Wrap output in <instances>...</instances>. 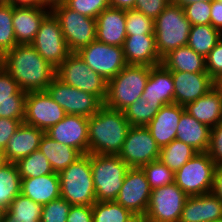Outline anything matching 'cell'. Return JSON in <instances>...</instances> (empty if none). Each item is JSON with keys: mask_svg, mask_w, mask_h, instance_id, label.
Wrapping results in <instances>:
<instances>
[{"mask_svg": "<svg viewBox=\"0 0 222 222\" xmlns=\"http://www.w3.org/2000/svg\"><path fill=\"white\" fill-rule=\"evenodd\" d=\"M171 0H136L135 9L155 20Z\"/></svg>", "mask_w": 222, "mask_h": 222, "instance_id": "47", "label": "cell"}, {"mask_svg": "<svg viewBox=\"0 0 222 222\" xmlns=\"http://www.w3.org/2000/svg\"><path fill=\"white\" fill-rule=\"evenodd\" d=\"M206 60V72L215 81L222 78V39L209 52Z\"/></svg>", "mask_w": 222, "mask_h": 222, "instance_id": "45", "label": "cell"}, {"mask_svg": "<svg viewBox=\"0 0 222 222\" xmlns=\"http://www.w3.org/2000/svg\"><path fill=\"white\" fill-rule=\"evenodd\" d=\"M210 130V127L200 123L185 111L177 125L176 139L190 145L198 152H206L209 146Z\"/></svg>", "mask_w": 222, "mask_h": 222, "instance_id": "29", "label": "cell"}, {"mask_svg": "<svg viewBox=\"0 0 222 222\" xmlns=\"http://www.w3.org/2000/svg\"><path fill=\"white\" fill-rule=\"evenodd\" d=\"M184 108L200 123L212 128L222 122V92L215 86L196 101L187 103Z\"/></svg>", "mask_w": 222, "mask_h": 222, "instance_id": "26", "label": "cell"}, {"mask_svg": "<svg viewBox=\"0 0 222 222\" xmlns=\"http://www.w3.org/2000/svg\"><path fill=\"white\" fill-rule=\"evenodd\" d=\"M10 4V0H0V5H8Z\"/></svg>", "mask_w": 222, "mask_h": 222, "instance_id": "60", "label": "cell"}, {"mask_svg": "<svg viewBox=\"0 0 222 222\" xmlns=\"http://www.w3.org/2000/svg\"><path fill=\"white\" fill-rule=\"evenodd\" d=\"M44 134L45 131L23 122L11 136L3 150L6 160L16 163L18 160L38 150Z\"/></svg>", "mask_w": 222, "mask_h": 222, "instance_id": "25", "label": "cell"}, {"mask_svg": "<svg viewBox=\"0 0 222 222\" xmlns=\"http://www.w3.org/2000/svg\"><path fill=\"white\" fill-rule=\"evenodd\" d=\"M211 26L222 32V0L211 2Z\"/></svg>", "mask_w": 222, "mask_h": 222, "instance_id": "50", "label": "cell"}, {"mask_svg": "<svg viewBox=\"0 0 222 222\" xmlns=\"http://www.w3.org/2000/svg\"><path fill=\"white\" fill-rule=\"evenodd\" d=\"M21 193V177L15 163L8 162L0 169V205L6 210Z\"/></svg>", "mask_w": 222, "mask_h": 222, "instance_id": "34", "label": "cell"}, {"mask_svg": "<svg viewBox=\"0 0 222 222\" xmlns=\"http://www.w3.org/2000/svg\"><path fill=\"white\" fill-rule=\"evenodd\" d=\"M222 39V32L211 25H191L187 46L206 58Z\"/></svg>", "mask_w": 222, "mask_h": 222, "instance_id": "32", "label": "cell"}, {"mask_svg": "<svg viewBox=\"0 0 222 222\" xmlns=\"http://www.w3.org/2000/svg\"><path fill=\"white\" fill-rule=\"evenodd\" d=\"M71 204L62 197L42 206L40 222H66Z\"/></svg>", "mask_w": 222, "mask_h": 222, "instance_id": "42", "label": "cell"}, {"mask_svg": "<svg viewBox=\"0 0 222 222\" xmlns=\"http://www.w3.org/2000/svg\"><path fill=\"white\" fill-rule=\"evenodd\" d=\"M60 195L71 205H93L96 194L91 169V154H83L58 173Z\"/></svg>", "mask_w": 222, "mask_h": 222, "instance_id": "4", "label": "cell"}, {"mask_svg": "<svg viewBox=\"0 0 222 222\" xmlns=\"http://www.w3.org/2000/svg\"><path fill=\"white\" fill-rule=\"evenodd\" d=\"M182 8L191 25H211V2L189 3Z\"/></svg>", "mask_w": 222, "mask_h": 222, "instance_id": "44", "label": "cell"}, {"mask_svg": "<svg viewBox=\"0 0 222 222\" xmlns=\"http://www.w3.org/2000/svg\"><path fill=\"white\" fill-rule=\"evenodd\" d=\"M40 2L49 8H52L55 5L62 4L64 0H40Z\"/></svg>", "mask_w": 222, "mask_h": 222, "instance_id": "56", "label": "cell"}, {"mask_svg": "<svg viewBox=\"0 0 222 222\" xmlns=\"http://www.w3.org/2000/svg\"><path fill=\"white\" fill-rule=\"evenodd\" d=\"M206 152L217 166L222 165V122L211 128Z\"/></svg>", "mask_w": 222, "mask_h": 222, "instance_id": "46", "label": "cell"}, {"mask_svg": "<svg viewBox=\"0 0 222 222\" xmlns=\"http://www.w3.org/2000/svg\"><path fill=\"white\" fill-rule=\"evenodd\" d=\"M213 0H171V3L179 5L181 7L189 4V3H196V2H212Z\"/></svg>", "mask_w": 222, "mask_h": 222, "instance_id": "54", "label": "cell"}, {"mask_svg": "<svg viewBox=\"0 0 222 222\" xmlns=\"http://www.w3.org/2000/svg\"><path fill=\"white\" fill-rule=\"evenodd\" d=\"M21 179L54 173L46 156L38 149L16 163Z\"/></svg>", "mask_w": 222, "mask_h": 222, "instance_id": "37", "label": "cell"}, {"mask_svg": "<svg viewBox=\"0 0 222 222\" xmlns=\"http://www.w3.org/2000/svg\"><path fill=\"white\" fill-rule=\"evenodd\" d=\"M46 91L65 110L66 114L89 118L104 105L97 96L67 85L57 77L52 80Z\"/></svg>", "mask_w": 222, "mask_h": 222, "instance_id": "14", "label": "cell"}, {"mask_svg": "<svg viewBox=\"0 0 222 222\" xmlns=\"http://www.w3.org/2000/svg\"><path fill=\"white\" fill-rule=\"evenodd\" d=\"M38 149L46 156L56 173L61 172L82 156L77 149L59 143L46 134L43 135Z\"/></svg>", "mask_w": 222, "mask_h": 222, "instance_id": "31", "label": "cell"}, {"mask_svg": "<svg viewBox=\"0 0 222 222\" xmlns=\"http://www.w3.org/2000/svg\"><path fill=\"white\" fill-rule=\"evenodd\" d=\"M21 194L42 206L60 198L58 173L54 172L39 177L21 179Z\"/></svg>", "mask_w": 222, "mask_h": 222, "instance_id": "28", "label": "cell"}, {"mask_svg": "<svg viewBox=\"0 0 222 222\" xmlns=\"http://www.w3.org/2000/svg\"><path fill=\"white\" fill-rule=\"evenodd\" d=\"M197 153L190 145L175 139L160 148L159 160L175 173Z\"/></svg>", "mask_w": 222, "mask_h": 222, "instance_id": "33", "label": "cell"}, {"mask_svg": "<svg viewBox=\"0 0 222 222\" xmlns=\"http://www.w3.org/2000/svg\"><path fill=\"white\" fill-rule=\"evenodd\" d=\"M2 67V56L0 55V68Z\"/></svg>", "mask_w": 222, "mask_h": 222, "instance_id": "62", "label": "cell"}, {"mask_svg": "<svg viewBox=\"0 0 222 222\" xmlns=\"http://www.w3.org/2000/svg\"><path fill=\"white\" fill-rule=\"evenodd\" d=\"M222 219V201L212 192L188 196L179 222H212Z\"/></svg>", "mask_w": 222, "mask_h": 222, "instance_id": "21", "label": "cell"}, {"mask_svg": "<svg viewBox=\"0 0 222 222\" xmlns=\"http://www.w3.org/2000/svg\"><path fill=\"white\" fill-rule=\"evenodd\" d=\"M110 7L119 9L135 8L136 0H109Z\"/></svg>", "mask_w": 222, "mask_h": 222, "instance_id": "52", "label": "cell"}, {"mask_svg": "<svg viewBox=\"0 0 222 222\" xmlns=\"http://www.w3.org/2000/svg\"><path fill=\"white\" fill-rule=\"evenodd\" d=\"M8 163L5 157V153L2 149H0V169Z\"/></svg>", "mask_w": 222, "mask_h": 222, "instance_id": "57", "label": "cell"}, {"mask_svg": "<svg viewBox=\"0 0 222 222\" xmlns=\"http://www.w3.org/2000/svg\"><path fill=\"white\" fill-rule=\"evenodd\" d=\"M0 222H15V221L4 212Z\"/></svg>", "mask_w": 222, "mask_h": 222, "instance_id": "58", "label": "cell"}, {"mask_svg": "<svg viewBox=\"0 0 222 222\" xmlns=\"http://www.w3.org/2000/svg\"><path fill=\"white\" fill-rule=\"evenodd\" d=\"M153 190L174 183V172L160 160L152 161L141 167Z\"/></svg>", "mask_w": 222, "mask_h": 222, "instance_id": "40", "label": "cell"}, {"mask_svg": "<svg viewBox=\"0 0 222 222\" xmlns=\"http://www.w3.org/2000/svg\"><path fill=\"white\" fill-rule=\"evenodd\" d=\"M211 192L222 201V165L216 166Z\"/></svg>", "mask_w": 222, "mask_h": 222, "instance_id": "51", "label": "cell"}, {"mask_svg": "<svg viewBox=\"0 0 222 222\" xmlns=\"http://www.w3.org/2000/svg\"><path fill=\"white\" fill-rule=\"evenodd\" d=\"M51 139L88 154V117L67 114L56 125L45 131Z\"/></svg>", "mask_w": 222, "mask_h": 222, "instance_id": "17", "label": "cell"}, {"mask_svg": "<svg viewBox=\"0 0 222 222\" xmlns=\"http://www.w3.org/2000/svg\"><path fill=\"white\" fill-rule=\"evenodd\" d=\"M63 3L77 13L95 19L101 12L110 7L109 0H64Z\"/></svg>", "mask_w": 222, "mask_h": 222, "instance_id": "43", "label": "cell"}, {"mask_svg": "<svg viewBox=\"0 0 222 222\" xmlns=\"http://www.w3.org/2000/svg\"><path fill=\"white\" fill-rule=\"evenodd\" d=\"M66 222H93L92 205H72Z\"/></svg>", "mask_w": 222, "mask_h": 222, "instance_id": "49", "label": "cell"}, {"mask_svg": "<svg viewBox=\"0 0 222 222\" xmlns=\"http://www.w3.org/2000/svg\"><path fill=\"white\" fill-rule=\"evenodd\" d=\"M216 86L221 90L222 92V78L216 82Z\"/></svg>", "mask_w": 222, "mask_h": 222, "instance_id": "59", "label": "cell"}, {"mask_svg": "<svg viewBox=\"0 0 222 222\" xmlns=\"http://www.w3.org/2000/svg\"><path fill=\"white\" fill-rule=\"evenodd\" d=\"M160 147L146 126H131L118 156L130 167L142 166L159 160Z\"/></svg>", "mask_w": 222, "mask_h": 222, "instance_id": "13", "label": "cell"}, {"mask_svg": "<svg viewBox=\"0 0 222 222\" xmlns=\"http://www.w3.org/2000/svg\"><path fill=\"white\" fill-rule=\"evenodd\" d=\"M150 66L126 65L115 77L108 81L104 105L123 111L140 99L150 74Z\"/></svg>", "mask_w": 222, "mask_h": 222, "instance_id": "3", "label": "cell"}, {"mask_svg": "<svg viewBox=\"0 0 222 222\" xmlns=\"http://www.w3.org/2000/svg\"><path fill=\"white\" fill-rule=\"evenodd\" d=\"M124 222H147L144 215L133 213Z\"/></svg>", "mask_w": 222, "mask_h": 222, "instance_id": "55", "label": "cell"}, {"mask_svg": "<svg viewBox=\"0 0 222 222\" xmlns=\"http://www.w3.org/2000/svg\"><path fill=\"white\" fill-rule=\"evenodd\" d=\"M27 92L21 90L14 78L0 68V117L24 122Z\"/></svg>", "mask_w": 222, "mask_h": 222, "instance_id": "19", "label": "cell"}, {"mask_svg": "<svg viewBox=\"0 0 222 222\" xmlns=\"http://www.w3.org/2000/svg\"><path fill=\"white\" fill-rule=\"evenodd\" d=\"M188 195L175 183L152 190L145 214L147 222H179Z\"/></svg>", "mask_w": 222, "mask_h": 222, "instance_id": "12", "label": "cell"}, {"mask_svg": "<svg viewBox=\"0 0 222 222\" xmlns=\"http://www.w3.org/2000/svg\"><path fill=\"white\" fill-rule=\"evenodd\" d=\"M96 201H112L118 196L130 167L118 155L91 154Z\"/></svg>", "mask_w": 222, "mask_h": 222, "instance_id": "6", "label": "cell"}, {"mask_svg": "<svg viewBox=\"0 0 222 222\" xmlns=\"http://www.w3.org/2000/svg\"><path fill=\"white\" fill-rule=\"evenodd\" d=\"M140 98L150 102L174 103V82L171 71L162 63L152 66L148 81Z\"/></svg>", "mask_w": 222, "mask_h": 222, "instance_id": "27", "label": "cell"}, {"mask_svg": "<svg viewBox=\"0 0 222 222\" xmlns=\"http://www.w3.org/2000/svg\"><path fill=\"white\" fill-rule=\"evenodd\" d=\"M13 7H46L40 0H10Z\"/></svg>", "mask_w": 222, "mask_h": 222, "instance_id": "53", "label": "cell"}, {"mask_svg": "<svg viewBox=\"0 0 222 222\" xmlns=\"http://www.w3.org/2000/svg\"><path fill=\"white\" fill-rule=\"evenodd\" d=\"M4 212H5V209L0 205V220L2 219Z\"/></svg>", "mask_w": 222, "mask_h": 222, "instance_id": "61", "label": "cell"}, {"mask_svg": "<svg viewBox=\"0 0 222 222\" xmlns=\"http://www.w3.org/2000/svg\"><path fill=\"white\" fill-rule=\"evenodd\" d=\"M162 106V102L140 98L125 108L123 113L131 126H147Z\"/></svg>", "mask_w": 222, "mask_h": 222, "instance_id": "36", "label": "cell"}, {"mask_svg": "<svg viewBox=\"0 0 222 222\" xmlns=\"http://www.w3.org/2000/svg\"><path fill=\"white\" fill-rule=\"evenodd\" d=\"M216 166L207 152H198L174 173V183L188 196L209 193Z\"/></svg>", "mask_w": 222, "mask_h": 222, "instance_id": "8", "label": "cell"}, {"mask_svg": "<svg viewBox=\"0 0 222 222\" xmlns=\"http://www.w3.org/2000/svg\"><path fill=\"white\" fill-rule=\"evenodd\" d=\"M130 127L123 111L103 105L88 118V153L118 155Z\"/></svg>", "mask_w": 222, "mask_h": 222, "instance_id": "2", "label": "cell"}, {"mask_svg": "<svg viewBox=\"0 0 222 222\" xmlns=\"http://www.w3.org/2000/svg\"><path fill=\"white\" fill-rule=\"evenodd\" d=\"M162 64L170 71L207 73L205 58L187 45L170 51L162 58Z\"/></svg>", "mask_w": 222, "mask_h": 222, "instance_id": "30", "label": "cell"}, {"mask_svg": "<svg viewBox=\"0 0 222 222\" xmlns=\"http://www.w3.org/2000/svg\"><path fill=\"white\" fill-rule=\"evenodd\" d=\"M17 45L13 27V6L0 5V55Z\"/></svg>", "mask_w": 222, "mask_h": 222, "instance_id": "39", "label": "cell"}, {"mask_svg": "<svg viewBox=\"0 0 222 222\" xmlns=\"http://www.w3.org/2000/svg\"><path fill=\"white\" fill-rule=\"evenodd\" d=\"M78 56L106 81L115 77L126 65L123 47L97 40L76 52Z\"/></svg>", "mask_w": 222, "mask_h": 222, "instance_id": "11", "label": "cell"}, {"mask_svg": "<svg viewBox=\"0 0 222 222\" xmlns=\"http://www.w3.org/2000/svg\"><path fill=\"white\" fill-rule=\"evenodd\" d=\"M21 124L18 119L0 117V149H5L9 139Z\"/></svg>", "mask_w": 222, "mask_h": 222, "instance_id": "48", "label": "cell"}, {"mask_svg": "<svg viewBox=\"0 0 222 222\" xmlns=\"http://www.w3.org/2000/svg\"><path fill=\"white\" fill-rule=\"evenodd\" d=\"M96 40L122 47L127 37L126 10L108 7L96 18Z\"/></svg>", "mask_w": 222, "mask_h": 222, "instance_id": "20", "label": "cell"}, {"mask_svg": "<svg viewBox=\"0 0 222 222\" xmlns=\"http://www.w3.org/2000/svg\"><path fill=\"white\" fill-rule=\"evenodd\" d=\"M2 67L25 92L46 91L56 77V68L31 44H17L2 56Z\"/></svg>", "mask_w": 222, "mask_h": 222, "instance_id": "1", "label": "cell"}, {"mask_svg": "<svg viewBox=\"0 0 222 222\" xmlns=\"http://www.w3.org/2000/svg\"><path fill=\"white\" fill-rule=\"evenodd\" d=\"M31 45L56 69L71 54L58 19L50 12L42 21Z\"/></svg>", "mask_w": 222, "mask_h": 222, "instance_id": "10", "label": "cell"}, {"mask_svg": "<svg viewBox=\"0 0 222 222\" xmlns=\"http://www.w3.org/2000/svg\"><path fill=\"white\" fill-rule=\"evenodd\" d=\"M212 222H222V219L216 220V221H212Z\"/></svg>", "mask_w": 222, "mask_h": 222, "instance_id": "63", "label": "cell"}, {"mask_svg": "<svg viewBox=\"0 0 222 222\" xmlns=\"http://www.w3.org/2000/svg\"><path fill=\"white\" fill-rule=\"evenodd\" d=\"M66 115L65 110L52 99L47 91L27 92L24 123L46 131Z\"/></svg>", "mask_w": 222, "mask_h": 222, "instance_id": "15", "label": "cell"}, {"mask_svg": "<svg viewBox=\"0 0 222 222\" xmlns=\"http://www.w3.org/2000/svg\"><path fill=\"white\" fill-rule=\"evenodd\" d=\"M154 27V20L141 11L135 8L126 10L127 35H154Z\"/></svg>", "mask_w": 222, "mask_h": 222, "instance_id": "41", "label": "cell"}, {"mask_svg": "<svg viewBox=\"0 0 222 222\" xmlns=\"http://www.w3.org/2000/svg\"><path fill=\"white\" fill-rule=\"evenodd\" d=\"M174 82V103L185 106L207 94L216 86L208 73L171 71Z\"/></svg>", "mask_w": 222, "mask_h": 222, "instance_id": "18", "label": "cell"}, {"mask_svg": "<svg viewBox=\"0 0 222 222\" xmlns=\"http://www.w3.org/2000/svg\"><path fill=\"white\" fill-rule=\"evenodd\" d=\"M49 7H13V27L17 44H31Z\"/></svg>", "mask_w": 222, "mask_h": 222, "instance_id": "24", "label": "cell"}, {"mask_svg": "<svg viewBox=\"0 0 222 222\" xmlns=\"http://www.w3.org/2000/svg\"><path fill=\"white\" fill-rule=\"evenodd\" d=\"M5 213L15 222H40L42 205L20 193L12 200Z\"/></svg>", "mask_w": 222, "mask_h": 222, "instance_id": "35", "label": "cell"}, {"mask_svg": "<svg viewBox=\"0 0 222 222\" xmlns=\"http://www.w3.org/2000/svg\"><path fill=\"white\" fill-rule=\"evenodd\" d=\"M184 112L182 105H164L146 126L160 148L176 139L177 125Z\"/></svg>", "mask_w": 222, "mask_h": 222, "instance_id": "22", "label": "cell"}, {"mask_svg": "<svg viewBox=\"0 0 222 222\" xmlns=\"http://www.w3.org/2000/svg\"><path fill=\"white\" fill-rule=\"evenodd\" d=\"M122 47L127 65L152 67L162 63L155 35H127Z\"/></svg>", "mask_w": 222, "mask_h": 222, "instance_id": "23", "label": "cell"}, {"mask_svg": "<svg viewBox=\"0 0 222 222\" xmlns=\"http://www.w3.org/2000/svg\"><path fill=\"white\" fill-rule=\"evenodd\" d=\"M132 214L115 200L96 201L92 205L93 222H124Z\"/></svg>", "mask_w": 222, "mask_h": 222, "instance_id": "38", "label": "cell"}, {"mask_svg": "<svg viewBox=\"0 0 222 222\" xmlns=\"http://www.w3.org/2000/svg\"><path fill=\"white\" fill-rule=\"evenodd\" d=\"M51 12L58 19L62 34L71 53L78 52L96 40V19L68 8L64 3L55 5Z\"/></svg>", "mask_w": 222, "mask_h": 222, "instance_id": "7", "label": "cell"}, {"mask_svg": "<svg viewBox=\"0 0 222 222\" xmlns=\"http://www.w3.org/2000/svg\"><path fill=\"white\" fill-rule=\"evenodd\" d=\"M152 189L141 168H130L115 201L132 213L146 214Z\"/></svg>", "mask_w": 222, "mask_h": 222, "instance_id": "16", "label": "cell"}, {"mask_svg": "<svg viewBox=\"0 0 222 222\" xmlns=\"http://www.w3.org/2000/svg\"><path fill=\"white\" fill-rule=\"evenodd\" d=\"M56 77L63 83L97 96L103 103L107 96L108 81L95 73L78 56L71 53L56 69Z\"/></svg>", "mask_w": 222, "mask_h": 222, "instance_id": "9", "label": "cell"}, {"mask_svg": "<svg viewBox=\"0 0 222 222\" xmlns=\"http://www.w3.org/2000/svg\"><path fill=\"white\" fill-rule=\"evenodd\" d=\"M156 48L161 58L188 43L191 23L181 6L170 3L154 20Z\"/></svg>", "mask_w": 222, "mask_h": 222, "instance_id": "5", "label": "cell"}]
</instances>
